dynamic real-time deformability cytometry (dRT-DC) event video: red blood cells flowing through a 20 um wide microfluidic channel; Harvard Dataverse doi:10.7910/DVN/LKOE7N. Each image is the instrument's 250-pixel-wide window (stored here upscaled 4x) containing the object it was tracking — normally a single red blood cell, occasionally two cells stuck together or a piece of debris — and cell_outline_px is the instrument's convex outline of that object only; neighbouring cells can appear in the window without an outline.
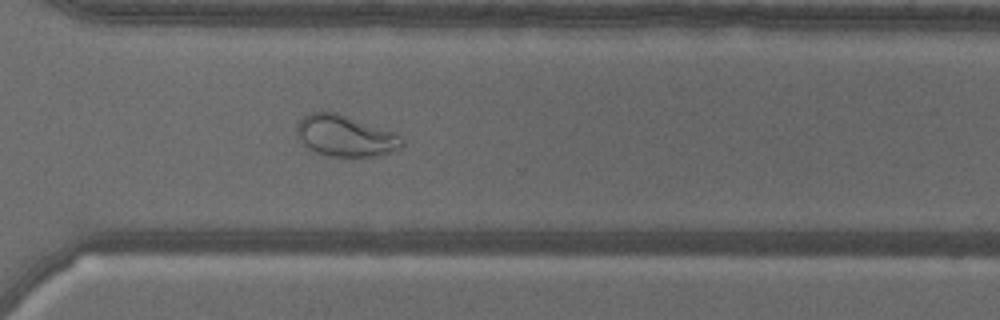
{"species": "common noctule bat (a hibernating species)", "species_latin": "Nyctalus noctula", "temperature_condition": "warm", "stored_images_in_passage": 55, "camera_frame_rate_fps": 3000, "um_per_image_px": 0.085, "animal": {"sex": "male", "body_mass_g": 18.8}, "frame": {"image": 1, "passage_image": 40, "time_ms": 13.0, "image_size_px": [1000, 320], "cell_outline_px": [[404, 144], [400, 148], [384, 156], [328, 156], [316, 152], [308, 148], [296, 136], [296, 124], [304, 116], [312, 112], [336, 112], [392, 132], [400, 136], [404, 140]], "centroid_in_image_um": [29.34, 11.56], "position_along_channel_um": 341.3, "area_um2": 25.2}}
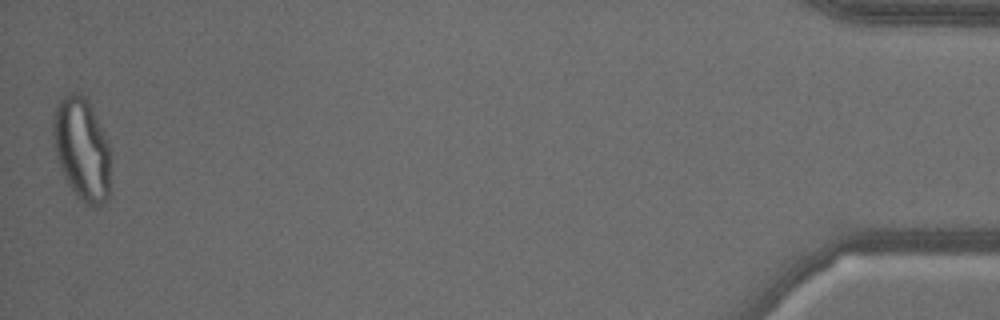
{"frame": {"image": 2, "passage_image": 55, "time_ms": 18.0, "image_size_px": [1000, 320], "cell_outline_px": [[108, 196], [100, 204], [92, 208], [88, 208], [76, 196], [68, 184], [60, 168], [56, 156], [52, 136], [52, 116], [60, 100], [68, 92], [80, 92], [88, 100], [108, 144]], "centroid_in_image_um": [6.9, 12.66], "position_along_channel_um": 428.3, "area_um2": 34.1}, "authors_computed_cell_mechanics": {"area_um2": 28.9, "velocity_mm_per_s": 3.5557, "shape_relaxation_time_tau1_ms": null, "shape_relaxation_time_tau2_ms": 0.8403, "deformation_change_tau1": null, "deformation_change_tau2": 0.0824}}